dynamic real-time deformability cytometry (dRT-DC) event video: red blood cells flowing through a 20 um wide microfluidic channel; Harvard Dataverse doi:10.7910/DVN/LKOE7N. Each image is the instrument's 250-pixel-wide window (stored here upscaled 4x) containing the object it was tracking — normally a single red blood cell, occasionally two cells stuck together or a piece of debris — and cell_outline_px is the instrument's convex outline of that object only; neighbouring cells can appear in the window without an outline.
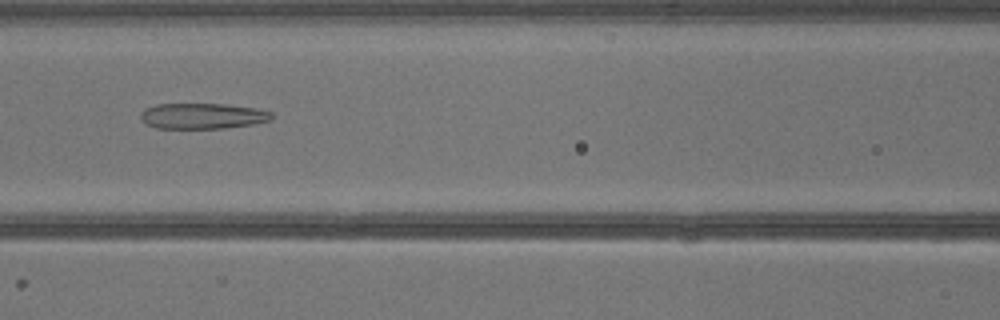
{"species": "common noctule bat (a hibernating species)", "species_latin": "Nyctalus noctula", "temperature_condition": "warm", "stored_images_in_passage": 40, "camera_frame_rate_fps": 3000, "um_per_image_px": 0.085, "animal": {"sex": "male", "body_mass_g": 13.3}, "frame": {"image": 1, "passage_image": 18, "time_ms": 5.667, "image_size_px": [1000, 320], "cell_outline_px": [[272, 116], [268, 120], [256, 124], [224, 128], [156, 128], [144, 124], [140, 120], [140, 112], [144, 108], [156, 104], [228, 104], [256, 108], [272, 112]], "centroid_in_image_um": [17.16, 9.86], "position_along_channel_um": 149.4, "area_um2": 19.83}}
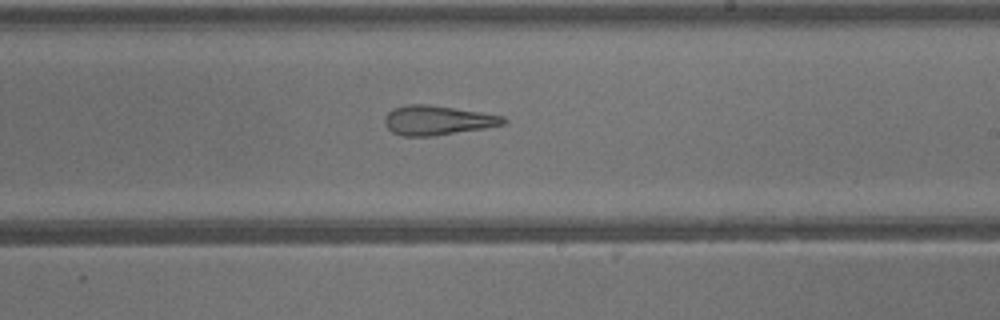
{"frame": {"image": 2, "passage_image": 24, "time_ms": 7.667, "image_size_px": [1000, 320], "cell_outline_px": [[508, 120], [504, 124], [484, 128], [432, 136], [404, 136], [392, 132], [384, 124], [384, 116], [392, 108], [408, 104], [428, 104], [480, 112], [504, 116]], "centroid_in_image_um": [37.15, 10.22], "position_along_channel_um": 251.9, "area_um2": 20.35}}
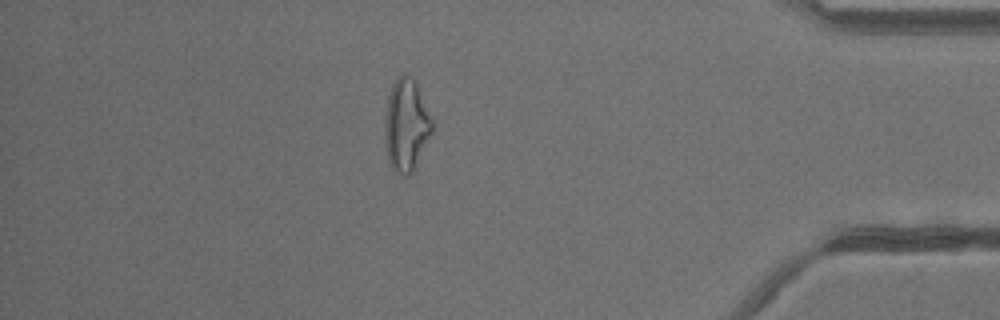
{"frame": {"image": 3, "passage_image": 35, "time_ms": 11.333, "image_size_px": [1000, 320], "cell_outline_px": [[432, 132], [412, 172], [408, 176], [404, 176], [396, 172], [392, 168], [388, 160], [384, 136], [384, 132], [388, 96], [392, 84], [404, 72], [412, 76], [416, 80], [432, 120]], "centroid_in_image_um": [34.52, 10.61], "position_along_channel_um": 400.7, "area_um2": 25.32}}